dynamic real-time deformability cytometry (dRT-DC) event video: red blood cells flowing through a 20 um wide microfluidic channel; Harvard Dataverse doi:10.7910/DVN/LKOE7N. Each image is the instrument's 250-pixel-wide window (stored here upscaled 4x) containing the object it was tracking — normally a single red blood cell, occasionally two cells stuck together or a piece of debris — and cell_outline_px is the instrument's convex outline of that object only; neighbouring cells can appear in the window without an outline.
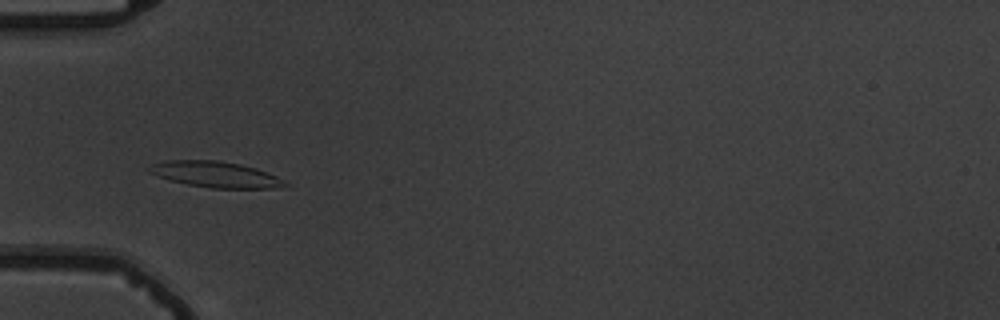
{"species": "common noctule bat (a hibernating species)", "species_latin": "Nyctalus noctula", "temperature_condition": "warm", "stored_images_in_passage": 10, "camera_frame_rate_fps": 3000, "um_per_image_px": 0.085, "animal": {"sex": "male", "body_mass_g": 19.5, "forearm_length_mm": 54.6}, "frame": {"image": 1, "passage_image": 4, "time_ms": 3.333, "image_size_px": [1000, 320], "cell_outline_px": [[292, 184], [276, 188], [212, 188], [188, 184], [156, 176], [148, 172], [144, 168], [152, 164], [164, 160], [220, 160], [240, 164], [256, 168], [276, 176]], "centroid_in_image_um": [18.3, 14.82], "position_along_channel_um": 66.7, "area_um2": 20.63}}
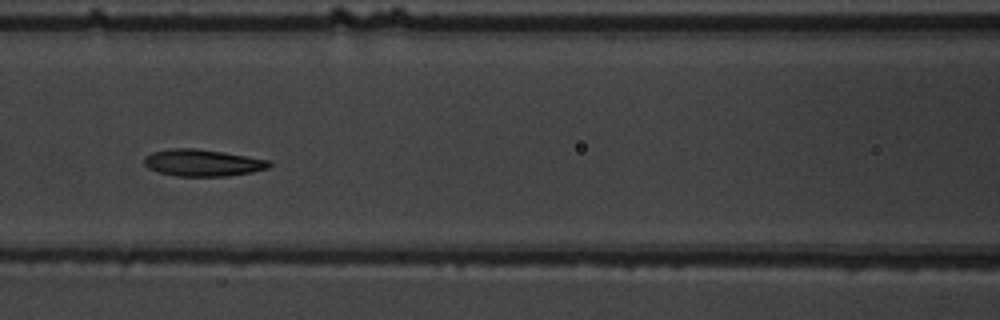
{"frame": {"image": 2, "passage_image": 6, "time_ms": 5.667, "image_size_px": [1000, 320], "cell_outline_px": [[272, 164], [268, 168], [252, 172], [228, 176], [176, 176], [160, 172], [148, 168], [144, 164], [144, 156], [152, 152], [172, 148], [196, 148], [224, 152], [272, 160]], "centroid_in_image_um": [17.25, 13.83], "position_along_channel_um": 149.4, "area_um2": 19.71}}
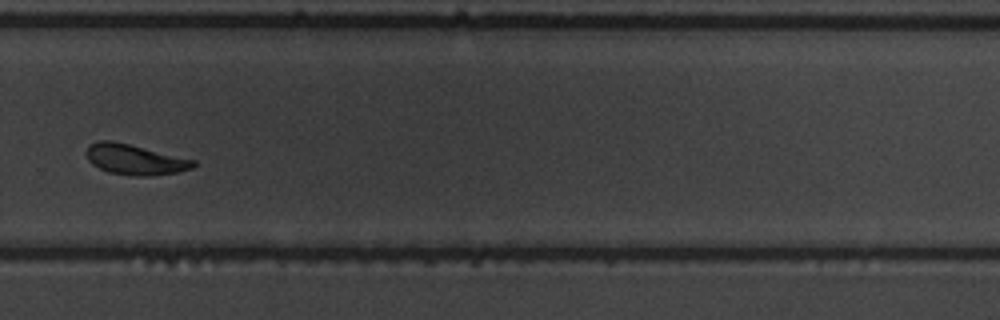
{"frame": {"image": 3, "passage_image": 10, "time_ms": 10.333, "image_size_px": [1000, 320], "cell_outline_px": [[196, 164], [192, 168], [176, 172], [152, 176], [132, 176], [108, 172], [92, 164], [88, 160], [84, 152], [88, 144], [100, 140], [112, 140], [196, 160]], "centroid_in_image_um": [11.42, 13.55], "position_along_channel_um": 318.4, "area_um2": 19.07}}